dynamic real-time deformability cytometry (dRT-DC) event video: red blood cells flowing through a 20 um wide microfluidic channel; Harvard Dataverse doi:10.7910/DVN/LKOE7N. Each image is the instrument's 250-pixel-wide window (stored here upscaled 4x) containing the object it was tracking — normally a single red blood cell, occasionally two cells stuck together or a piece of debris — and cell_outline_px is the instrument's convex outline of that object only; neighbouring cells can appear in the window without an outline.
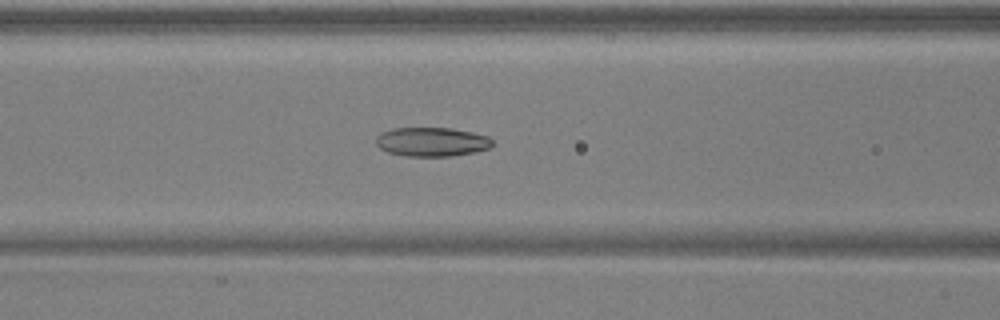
{"species": "common noctule bat (a hibernating species)", "species_latin": "Nyctalus noctula", "temperature_condition": "warm", "stored_images_in_passage": 37, "camera_frame_rate_fps": 3000, "um_per_image_px": 0.085, "animal": {"sex": "male", "body_mass_g": 17.9, "forearm_length_mm": 54.2}, "frame": {"image": 1, "passage_image": 7, "time_ms": 2.0, "image_size_px": [1000, 320], "cell_outline_px": [[492, 144], [488, 148], [476, 152], [452, 156], [404, 156], [388, 152], [380, 148], [376, 144], [376, 136], [392, 128], [452, 128], [472, 132], [488, 136], [492, 140]], "centroid_in_image_um": [36.7, 12.06], "position_along_channel_um": 129.9, "area_um2": 19.71}}
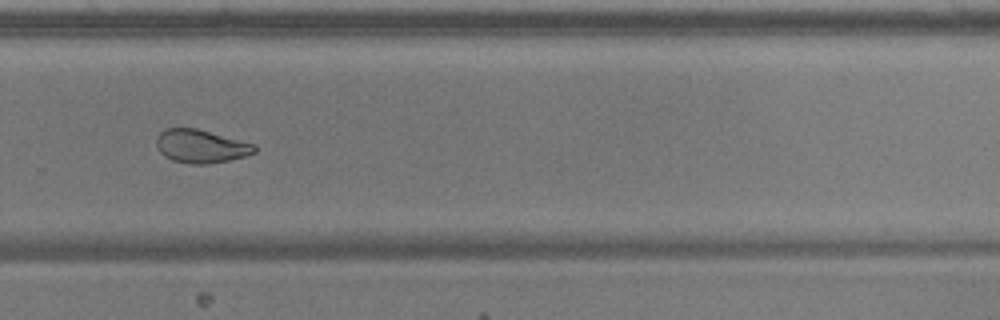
{"frame": {"image": 2, "passage_image": 21, "time_ms": 6.667, "image_size_px": [1000, 320], "cell_outline_px": [[256, 152], [244, 156], [228, 160], [204, 164], [192, 164], [172, 160], [164, 156], [160, 152], [156, 144], [156, 136], [160, 132], [168, 128], [196, 128], [256, 144]], "centroid_in_image_um": [17.07, 12.42], "position_along_channel_um": 312.7, "area_um2": 18.96}}
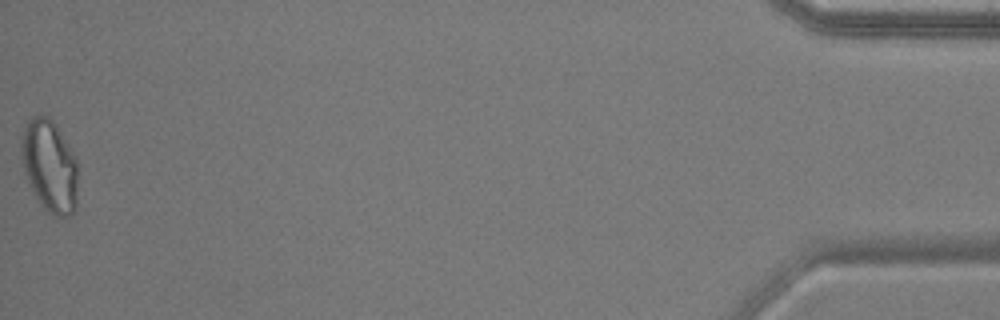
{"frame": {"image": 3, "passage_image": 37, "time_ms": 12.0, "image_size_px": [1000, 320], "cell_outline_px": [[76, 208], [68, 216], [56, 216], [48, 212], [40, 204], [28, 184], [24, 172], [20, 156], [20, 140], [24, 128], [28, 120], [32, 116], [40, 112], [48, 116], [56, 124], [72, 152], [76, 160]], "centroid_in_image_um": [4.16, 14.06], "position_along_channel_um": 431.0, "area_um2": 30.63}, "authors_computed_cell_mechanics": {"area_um2": 20.0566, "velocity_mm_per_s": 3.9243, "shape_relaxation_time_tau1_ms": null, "shape_relaxation_time_tau2_ms": 2.8694, "deformation_change_tau1": null, "deformation_change_tau2": 0.088}}